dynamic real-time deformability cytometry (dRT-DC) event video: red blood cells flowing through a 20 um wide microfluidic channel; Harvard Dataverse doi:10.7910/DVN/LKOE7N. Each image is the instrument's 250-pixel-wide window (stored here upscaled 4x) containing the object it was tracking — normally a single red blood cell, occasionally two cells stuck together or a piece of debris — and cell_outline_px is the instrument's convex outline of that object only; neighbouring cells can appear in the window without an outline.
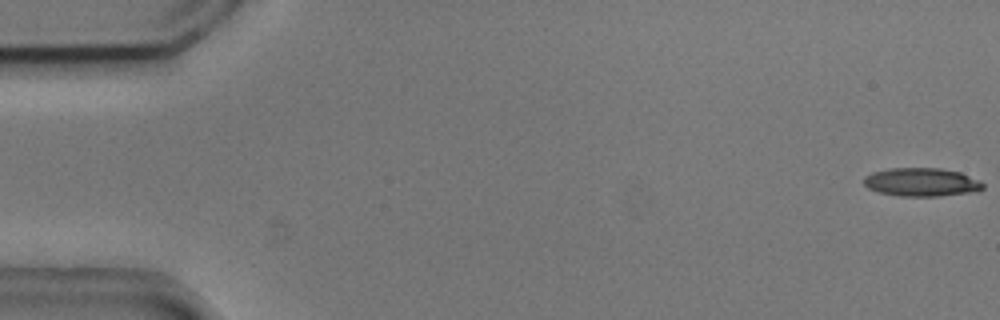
{"species": "common noctule bat (a hibernating species)", "species_latin": "Nyctalus noctula", "temperature_condition": "cold", "stored_images_in_passage": 16, "camera_frame_rate_fps": 3000, "um_per_image_px": 0.085, "animal": {"sex": "male", "body_mass_g": 20.5, "forearm_length_mm": 52.5}, "frame": {"image": 1, "passage_image": 1, "time_ms": 0.0, "image_size_px": [1000, 320], "cell_outline_px": [[984, 188], [980, 192], [940, 196], [900, 196], [880, 192], [868, 188], [864, 184], [864, 176], [872, 172], [888, 168], [940, 168], [960, 172], [980, 180], [984, 184]], "centroid_in_image_um": [78.38, 15.48], "position_along_channel_um": 6.6, "area_um2": 20.0}}